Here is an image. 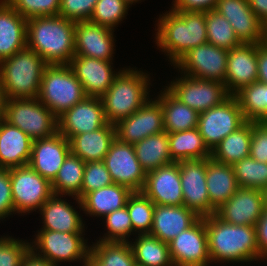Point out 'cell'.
<instances>
[{
  "instance_id": "10",
  "label": "cell",
  "mask_w": 267,
  "mask_h": 266,
  "mask_svg": "<svg viewBox=\"0 0 267 266\" xmlns=\"http://www.w3.org/2000/svg\"><path fill=\"white\" fill-rule=\"evenodd\" d=\"M246 119L234 95L221 104L199 113L198 130L212 151L225 137L240 128Z\"/></svg>"
},
{
  "instance_id": "38",
  "label": "cell",
  "mask_w": 267,
  "mask_h": 266,
  "mask_svg": "<svg viewBox=\"0 0 267 266\" xmlns=\"http://www.w3.org/2000/svg\"><path fill=\"white\" fill-rule=\"evenodd\" d=\"M84 169L85 162L70 152L51 183L53 195L75 196L81 200Z\"/></svg>"
},
{
  "instance_id": "31",
  "label": "cell",
  "mask_w": 267,
  "mask_h": 266,
  "mask_svg": "<svg viewBox=\"0 0 267 266\" xmlns=\"http://www.w3.org/2000/svg\"><path fill=\"white\" fill-rule=\"evenodd\" d=\"M206 184L211 204L217 209L239 189L232 165L206 158Z\"/></svg>"
},
{
  "instance_id": "47",
  "label": "cell",
  "mask_w": 267,
  "mask_h": 266,
  "mask_svg": "<svg viewBox=\"0 0 267 266\" xmlns=\"http://www.w3.org/2000/svg\"><path fill=\"white\" fill-rule=\"evenodd\" d=\"M30 250V242L15 239L13 236L0 237V266H21Z\"/></svg>"
},
{
  "instance_id": "34",
  "label": "cell",
  "mask_w": 267,
  "mask_h": 266,
  "mask_svg": "<svg viewBox=\"0 0 267 266\" xmlns=\"http://www.w3.org/2000/svg\"><path fill=\"white\" fill-rule=\"evenodd\" d=\"M169 153L174 162L211 158L198 128L168 133Z\"/></svg>"
},
{
  "instance_id": "43",
  "label": "cell",
  "mask_w": 267,
  "mask_h": 266,
  "mask_svg": "<svg viewBox=\"0 0 267 266\" xmlns=\"http://www.w3.org/2000/svg\"><path fill=\"white\" fill-rule=\"evenodd\" d=\"M130 7L123 0H98L89 21L114 30L122 23Z\"/></svg>"
},
{
  "instance_id": "11",
  "label": "cell",
  "mask_w": 267,
  "mask_h": 266,
  "mask_svg": "<svg viewBox=\"0 0 267 266\" xmlns=\"http://www.w3.org/2000/svg\"><path fill=\"white\" fill-rule=\"evenodd\" d=\"M165 86L179 101L198 113L221 104L230 94L219 81L198 79L183 75Z\"/></svg>"
},
{
  "instance_id": "2",
  "label": "cell",
  "mask_w": 267,
  "mask_h": 266,
  "mask_svg": "<svg viewBox=\"0 0 267 266\" xmlns=\"http://www.w3.org/2000/svg\"><path fill=\"white\" fill-rule=\"evenodd\" d=\"M157 28V29H156ZM155 44L173 66L190 49L207 43L205 11H174L160 14Z\"/></svg>"
},
{
  "instance_id": "54",
  "label": "cell",
  "mask_w": 267,
  "mask_h": 266,
  "mask_svg": "<svg viewBox=\"0 0 267 266\" xmlns=\"http://www.w3.org/2000/svg\"><path fill=\"white\" fill-rule=\"evenodd\" d=\"M250 9L265 26L267 24V0H248Z\"/></svg>"
},
{
  "instance_id": "57",
  "label": "cell",
  "mask_w": 267,
  "mask_h": 266,
  "mask_svg": "<svg viewBox=\"0 0 267 266\" xmlns=\"http://www.w3.org/2000/svg\"><path fill=\"white\" fill-rule=\"evenodd\" d=\"M265 121H267V84H265Z\"/></svg>"
},
{
  "instance_id": "9",
  "label": "cell",
  "mask_w": 267,
  "mask_h": 266,
  "mask_svg": "<svg viewBox=\"0 0 267 266\" xmlns=\"http://www.w3.org/2000/svg\"><path fill=\"white\" fill-rule=\"evenodd\" d=\"M14 212L29 214L42 207L53 195L51 183L29 164L9 168Z\"/></svg>"
},
{
  "instance_id": "25",
  "label": "cell",
  "mask_w": 267,
  "mask_h": 266,
  "mask_svg": "<svg viewBox=\"0 0 267 266\" xmlns=\"http://www.w3.org/2000/svg\"><path fill=\"white\" fill-rule=\"evenodd\" d=\"M65 196L52 195L39 209L42 228L66 233H85V221L76 208L62 199ZM84 223V224H83Z\"/></svg>"
},
{
  "instance_id": "13",
  "label": "cell",
  "mask_w": 267,
  "mask_h": 266,
  "mask_svg": "<svg viewBox=\"0 0 267 266\" xmlns=\"http://www.w3.org/2000/svg\"><path fill=\"white\" fill-rule=\"evenodd\" d=\"M183 205L198 217L216 213L211 204L206 184V159L179 161Z\"/></svg>"
},
{
  "instance_id": "29",
  "label": "cell",
  "mask_w": 267,
  "mask_h": 266,
  "mask_svg": "<svg viewBox=\"0 0 267 266\" xmlns=\"http://www.w3.org/2000/svg\"><path fill=\"white\" fill-rule=\"evenodd\" d=\"M133 193L128 187L112 184L87 193L81 200L75 196H71L78 204V207L87 216L104 218L112 211L118 210L126 206L128 197Z\"/></svg>"
},
{
  "instance_id": "6",
  "label": "cell",
  "mask_w": 267,
  "mask_h": 266,
  "mask_svg": "<svg viewBox=\"0 0 267 266\" xmlns=\"http://www.w3.org/2000/svg\"><path fill=\"white\" fill-rule=\"evenodd\" d=\"M86 97L82 84L69 64L47 65L38 100L57 117Z\"/></svg>"
},
{
  "instance_id": "44",
  "label": "cell",
  "mask_w": 267,
  "mask_h": 266,
  "mask_svg": "<svg viewBox=\"0 0 267 266\" xmlns=\"http://www.w3.org/2000/svg\"><path fill=\"white\" fill-rule=\"evenodd\" d=\"M102 219H105L104 223H106L107 232L102 237H99V240L96 239V241L130 242L129 237L134 232L127 206L112 211Z\"/></svg>"
},
{
  "instance_id": "1",
  "label": "cell",
  "mask_w": 267,
  "mask_h": 266,
  "mask_svg": "<svg viewBox=\"0 0 267 266\" xmlns=\"http://www.w3.org/2000/svg\"><path fill=\"white\" fill-rule=\"evenodd\" d=\"M211 264L265 261L259 253L255 226L232 225L216 214L205 217ZM213 262V263H212Z\"/></svg>"
},
{
  "instance_id": "45",
  "label": "cell",
  "mask_w": 267,
  "mask_h": 266,
  "mask_svg": "<svg viewBox=\"0 0 267 266\" xmlns=\"http://www.w3.org/2000/svg\"><path fill=\"white\" fill-rule=\"evenodd\" d=\"M26 19L43 16H57L60 0H6Z\"/></svg>"
},
{
  "instance_id": "16",
  "label": "cell",
  "mask_w": 267,
  "mask_h": 266,
  "mask_svg": "<svg viewBox=\"0 0 267 266\" xmlns=\"http://www.w3.org/2000/svg\"><path fill=\"white\" fill-rule=\"evenodd\" d=\"M114 126L119 142L134 145L150 135L164 131L162 106L156 97L150 98L139 110Z\"/></svg>"
},
{
  "instance_id": "26",
  "label": "cell",
  "mask_w": 267,
  "mask_h": 266,
  "mask_svg": "<svg viewBox=\"0 0 267 266\" xmlns=\"http://www.w3.org/2000/svg\"><path fill=\"white\" fill-rule=\"evenodd\" d=\"M27 19L0 0V62L27 47Z\"/></svg>"
},
{
  "instance_id": "39",
  "label": "cell",
  "mask_w": 267,
  "mask_h": 266,
  "mask_svg": "<svg viewBox=\"0 0 267 266\" xmlns=\"http://www.w3.org/2000/svg\"><path fill=\"white\" fill-rule=\"evenodd\" d=\"M205 22L209 44L226 50L242 44L230 22L214 9L205 12Z\"/></svg>"
},
{
  "instance_id": "48",
  "label": "cell",
  "mask_w": 267,
  "mask_h": 266,
  "mask_svg": "<svg viewBox=\"0 0 267 266\" xmlns=\"http://www.w3.org/2000/svg\"><path fill=\"white\" fill-rule=\"evenodd\" d=\"M98 0H60L59 16L74 22L90 20Z\"/></svg>"
},
{
  "instance_id": "28",
  "label": "cell",
  "mask_w": 267,
  "mask_h": 266,
  "mask_svg": "<svg viewBox=\"0 0 267 266\" xmlns=\"http://www.w3.org/2000/svg\"><path fill=\"white\" fill-rule=\"evenodd\" d=\"M33 140L21 129L0 122V168L9 169L28 165Z\"/></svg>"
},
{
  "instance_id": "50",
  "label": "cell",
  "mask_w": 267,
  "mask_h": 266,
  "mask_svg": "<svg viewBox=\"0 0 267 266\" xmlns=\"http://www.w3.org/2000/svg\"><path fill=\"white\" fill-rule=\"evenodd\" d=\"M14 215L9 169L0 168V220Z\"/></svg>"
},
{
  "instance_id": "5",
  "label": "cell",
  "mask_w": 267,
  "mask_h": 266,
  "mask_svg": "<svg viewBox=\"0 0 267 266\" xmlns=\"http://www.w3.org/2000/svg\"><path fill=\"white\" fill-rule=\"evenodd\" d=\"M48 64L34 50L25 48L0 62V89L6 99L38 98Z\"/></svg>"
},
{
  "instance_id": "51",
  "label": "cell",
  "mask_w": 267,
  "mask_h": 266,
  "mask_svg": "<svg viewBox=\"0 0 267 266\" xmlns=\"http://www.w3.org/2000/svg\"><path fill=\"white\" fill-rule=\"evenodd\" d=\"M218 0H174L170 8L174 11H209Z\"/></svg>"
},
{
  "instance_id": "15",
  "label": "cell",
  "mask_w": 267,
  "mask_h": 266,
  "mask_svg": "<svg viewBox=\"0 0 267 266\" xmlns=\"http://www.w3.org/2000/svg\"><path fill=\"white\" fill-rule=\"evenodd\" d=\"M174 266H210L205 217L168 243Z\"/></svg>"
},
{
  "instance_id": "33",
  "label": "cell",
  "mask_w": 267,
  "mask_h": 266,
  "mask_svg": "<svg viewBox=\"0 0 267 266\" xmlns=\"http://www.w3.org/2000/svg\"><path fill=\"white\" fill-rule=\"evenodd\" d=\"M251 137L252 122L246 121L212 149L211 158L219 163L233 165L249 157Z\"/></svg>"
},
{
  "instance_id": "55",
  "label": "cell",
  "mask_w": 267,
  "mask_h": 266,
  "mask_svg": "<svg viewBox=\"0 0 267 266\" xmlns=\"http://www.w3.org/2000/svg\"><path fill=\"white\" fill-rule=\"evenodd\" d=\"M21 266H55L47 260L38 257L31 250L25 255L22 260Z\"/></svg>"
},
{
  "instance_id": "21",
  "label": "cell",
  "mask_w": 267,
  "mask_h": 266,
  "mask_svg": "<svg viewBox=\"0 0 267 266\" xmlns=\"http://www.w3.org/2000/svg\"><path fill=\"white\" fill-rule=\"evenodd\" d=\"M113 64L112 61L75 55L69 66L82 84L86 96L101 98L122 70L116 72Z\"/></svg>"
},
{
  "instance_id": "46",
  "label": "cell",
  "mask_w": 267,
  "mask_h": 266,
  "mask_svg": "<svg viewBox=\"0 0 267 266\" xmlns=\"http://www.w3.org/2000/svg\"><path fill=\"white\" fill-rule=\"evenodd\" d=\"M112 184L110 173L103 161L86 162L81 186V199L91 191Z\"/></svg>"
},
{
  "instance_id": "12",
  "label": "cell",
  "mask_w": 267,
  "mask_h": 266,
  "mask_svg": "<svg viewBox=\"0 0 267 266\" xmlns=\"http://www.w3.org/2000/svg\"><path fill=\"white\" fill-rule=\"evenodd\" d=\"M228 50L204 43L185 53L173 67L183 75L224 83Z\"/></svg>"
},
{
  "instance_id": "20",
  "label": "cell",
  "mask_w": 267,
  "mask_h": 266,
  "mask_svg": "<svg viewBox=\"0 0 267 266\" xmlns=\"http://www.w3.org/2000/svg\"><path fill=\"white\" fill-rule=\"evenodd\" d=\"M141 192L155 205H183L179 163L173 162L147 173Z\"/></svg>"
},
{
  "instance_id": "49",
  "label": "cell",
  "mask_w": 267,
  "mask_h": 266,
  "mask_svg": "<svg viewBox=\"0 0 267 266\" xmlns=\"http://www.w3.org/2000/svg\"><path fill=\"white\" fill-rule=\"evenodd\" d=\"M251 158L267 163V121L252 122Z\"/></svg>"
},
{
  "instance_id": "59",
  "label": "cell",
  "mask_w": 267,
  "mask_h": 266,
  "mask_svg": "<svg viewBox=\"0 0 267 266\" xmlns=\"http://www.w3.org/2000/svg\"><path fill=\"white\" fill-rule=\"evenodd\" d=\"M264 42L267 43V24L264 26Z\"/></svg>"
},
{
  "instance_id": "58",
  "label": "cell",
  "mask_w": 267,
  "mask_h": 266,
  "mask_svg": "<svg viewBox=\"0 0 267 266\" xmlns=\"http://www.w3.org/2000/svg\"><path fill=\"white\" fill-rule=\"evenodd\" d=\"M125 1L129 6H132V4L138 3L139 1L141 2L142 0H123Z\"/></svg>"
},
{
  "instance_id": "30",
  "label": "cell",
  "mask_w": 267,
  "mask_h": 266,
  "mask_svg": "<svg viewBox=\"0 0 267 266\" xmlns=\"http://www.w3.org/2000/svg\"><path fill=\"white\" fill-rule=\"evenodd\" d=\"M115 139V126L107 123L92 132L72 136L69 139L70 151L85 163L103 161Z\"/></svg>"
},
{
  "instance_id": "35",
  "label": "cell",
  "mask_w": 267,
  "mask_h": 266,
  "mask_svg": "<svg viewBox=\"0 0 267 266\" xmlns=\"http://www.w3.org/2000/svg\"><path fill=\"white\" fill-rule=\"evenodd\" d=\"M134 149L146 174L174 162L169 153L168 133L165 131L135 143Z\"/></svg>"
},
{
  "instance_id": "36",
  "label": "cell",
  "mask_w": 267,
  "mask_h": 266,
  "mask_svg": "<svg viewBox=\"0 0 267 266\" xmlns=\"http://www.w3.org/2000/svg\"><path fill=\"white\" fill-rule=\"evenodd\" d=\"M85 266H136L130 242H92Z\"/></svg>"
},
{
  "instance_id": "8",
  "label": "cell",
  "mask_w": 267,
  "mask_h": 266,
  "mask_svg": "<svg viewBox=\"0 0 267 266\" xmlns=\"http://www.w3.org/2000/svg\"><path fill=\"white\" fill-rule=\"evenodd\" d=\"M4 120L21 129L33 141L58 132L57 116L38 98L5 99Z\"/></svg>"
},
{
  "instance_id": "42",
  "label": "cell",
  "mask_w": 267,
  "mask_h": 266,
  "mask_svg": "<svg viewBox=\"0 0 267 266\" xmlns=\"http://www.w3.org/2000/svg\"><path fill=\"white\" fill-rule=\"evenodd\" d=\"M239 187L265 191L267 189V163L246 157L233 165Z\"/></svg>"
},
{
  "instance_id": "24",
  "label": "cell",
  "mask_w": 267,
  "mask_h": 266,
  "mask_svg": "<svg viewBox=\"0 0 267 266\" xmlns=\"http://www.w3.org/2000/svg\"><path fill=\"white\" fill-rule=\"evenodd\" d=\"M225 88L234 95L244 86L257 81V44H244L228 50Z\"/></svg>"
},
{
  "instance_id": "41",
  "label": "cell",
  "mask_w": 267,
  "mask_h": 266,
  "mask_svg": "<svg viewBox=\"0 0 267 266\" xmlns=\"http://www.w3.org/2000/svg\"><path fill=\"white\" fill-rule=\"evenodd\" d=\"M126 206L134 235L150 234L155 204L142 192H133L128 197Z\"/></svg>"
},
{
  "instance_id": "3",
  "label": "cell",
  "mask_w": 267,
  "mask_h": 266,
  "mask_svg": "<svg viewBox=\"0 0 267 266\" xmlns=\"http://www.w3.org/2000/svg\"><path fill=\"white\" fill-rule=\"evenodd\" d=\"M27 48L48 65L69 64L75 56V22L62 16L27 19Z\"/></svg>"
},
{
  "instance_id": "53",
  "label": "cell",
  "mask_w": 267,
  "mask_h": 266,
  "mask_svg": "<svg viewBox=\"0 0 267 266\" xmlns=\"http://www.w3.org/2000/svg\"><path fill=\"white\" fill-rule=\"evenodd\" d=\"M257 81L267 84V43L257 44Z\"/></svg>"
},
{
  "instance_id": "7",
  "label": "cell",
  "mask_w": 267,
  "mask_h": 266,
  "mask_svg": "<svg viewBox=\"0 0 267 266\" xmlns=\"http://www.w3.org/2000/svg\"><path fill=\"white\" fill-rule=\"evenodd\" d=\"M85 233H66L40 229L30 240V250L49 263L59 266L60 262H82L85 266L90 253V245ZM78 260V261H77Z\"/></svg>"
},
{
  "instance_id": "40",
  "label": "cell",
  "mask_w": 267,
  "mask_h": 266,
  "mask_svg": "<svg viewBox=\"0 0 267 266\" xmlns=\"http://www.w3.org/2000/svg\"><path fill=\"white\" fill-rule=\"evenodd\" d=\"M246 121H265V84L253 82L234 94Z\"/></svg>"
},
{
  "instance_id": "56",
  "label": "cell",
  "mask_w": 267,
  "mask_h": 266,
  "mask_svg": "<svg viewBox=\"0 0 267 266\" xmlns=\"http://www.w3.org/2000/svg\"><path fill=\"white\" fill-rule=\"evenodd\" d=\"M5 97L3 92L0 89V122L4 119V104H5Z\"/></svg>"
},
{
  "instance_id": "37",
  "label": "cell",
  "mask_w": 267,
  "mask_h": 266,
  "mask_svg": "<svg viewBox=\"0 0 267 266\" xmlns=\"http://www.w3.org/2000/svg\"><path fill=\"white\" fill-rule=\"evenodd\" d=\"M130 245L137 266H174L169 245L151 234H139Z\"/></svg>"
},
{
  "instance_id": "52",
  "label": "cell",
  "mask_w": 267,
  "mask_h": 266,
  "mask_svg": "<svg viewBox=\"0 0 267 266\" xmlns=\"http://www.w3.org/2000/svg\"><path fill=\"white\" fill-rule=\"evenodd\" d=\"M260 256L267 261V209L255 225Z\"/></svg>"
},
{
  "instance_id": "17",
  "label": "cell",
  "mask_w": 267,
  "mask_h": 266,
  "mask_svg": "<svg viewBox=\"0 0 267 266\" xmlns=\"http://www.w3.org/2000/svg\"><path fill=\"white\" fill-rule=\"evenodd\" d=\"M265 209V193L262 190L239 189L216 210V215L232 225L255 226Z\"/></svg>"
},
{
  "instance_id": "23",
  "label": "cell",
  "mask_w": 267,
  "mask_h": 266,
  "mask_svg": "<svg viewBox=\"0 0 267 266\" xmlns=\"http://www.w3.org/2000/svg\"><path fill=\"white\" fill-rule=\"evenodd\" d=\"M70 152L69 140L59 132H56L50 137L32 142L29 165L52 183Z\"/></svg>"
},
{
  "instance_id": "18",
  "label": "cell",
  "mask_w": 267,
  "mask_h": 266,
  "mask_svg": "<svg viewBox=\"0 0 267 266\" xmlns=\"http://www.w3.org/2000/svg\"><path fill=\"white\" fill-rule=\"evenodd\" d=\"M57 120L58 132L68 140L74 135L92 132L108 123L101 99L90 96L64 111Z\"/></svg>"
},
{
  "instance_id": "19",
  "label": "cell",
  "mask_w": 267,
  "mask_h": 266,
  "mask_svg": "<svg viewBox=\"0 0 267 266\" xmlns=\"http://www.w3.org/2000/svg\"><path fill=\"white\" fill-rule=\"evenodd\" d=\"M214 10L230 22L241 43L264 42V25L250 9L248 0H218Z\"/></svg>"
},
{
  "instance_id": "32",
  "label": "cell",
  "mask_w": 267,
  "mask_h": 266,
  "mask_svg": "<svg viewBox=\"0 0 267 266\" xmlns=\"http://www.w3.org/2000/svg\"><path fill=\"white\" fill-rule=\"evenodd\" d=\"M156 99L162 106L164 131L173 133L197 128L199 113L179 101L167 88Z\"/></svg>"
},
{
  "instance_id": "4",
  "label": "cell",
  "mask_w": 267,
  "mask_h": 266,
  "mask_svg": "<svg viewBox=\"0 0 267 266\" xmlns=\"http://www.w3.org/2000/svg\"><path fill=\"white\" fill-rule=\"evenodd\" d=\"M125 68H122L108 91L100 98L105 118L113 125L139 110L151 96L150 75L136 67Z\"/></svg>"
},
{
  "instance_id": "60",
  "label": "cell",
  "mask_w": 267,
  "mask_h": 266,
  "mask_svg": "<svg viewBox=\"0 0 267 266\" xmlns=\"http://www.w3.org/2000/svg\"><path fill=\"white\" fill-rule=\"evenodd\" d=\"M265 193V209H267V189L264 191Z\"/></svg>"
},
{
  "instance_id": "14",
  "label": "cell",
  "mask_w": 267,
  "mask_h": 266,
  "mask_svg": "<svg viewBox=\"0 0 267 266\" xmlns=\"http://www.w3.org/2000/svg\"><path fill=\"white\" fill-rule=\"evenodd\" d=\"M103 162L114 184L126 186L133 192H141L146 172L136 157L134 145L115 139Z\"/></svg>"
},
{
  "instance_id": "22",
  "label": "cell",
  "mask_w": 267,
  "mask_h": 266,
  "mask_svg": "<svg viewBox=\"0 0 267 266\" xmlns=\"http://www.w3.org/2000/svg\"><path fill=\"white\" fill-rule=\"evenodd\" d=\"M114 30L89 20L75 22V55L113 61Z\"/></svg>"
},
{
  "instance_id": "27",
  "label": "cell",
  "mask_w": 267,
  "mask_h": 266,
  "mask_svg": "<svg viewBox=\"0 0 267 266\" xmlns=\"http://www.w3.org/2000/svg\"><path fill=\"white\" fill-rule=\"evenodd\" d=\"M199 218L184 205H155L150 234L168 244L182 231L191 227Z\"/></svg>"
}]
</instances>
